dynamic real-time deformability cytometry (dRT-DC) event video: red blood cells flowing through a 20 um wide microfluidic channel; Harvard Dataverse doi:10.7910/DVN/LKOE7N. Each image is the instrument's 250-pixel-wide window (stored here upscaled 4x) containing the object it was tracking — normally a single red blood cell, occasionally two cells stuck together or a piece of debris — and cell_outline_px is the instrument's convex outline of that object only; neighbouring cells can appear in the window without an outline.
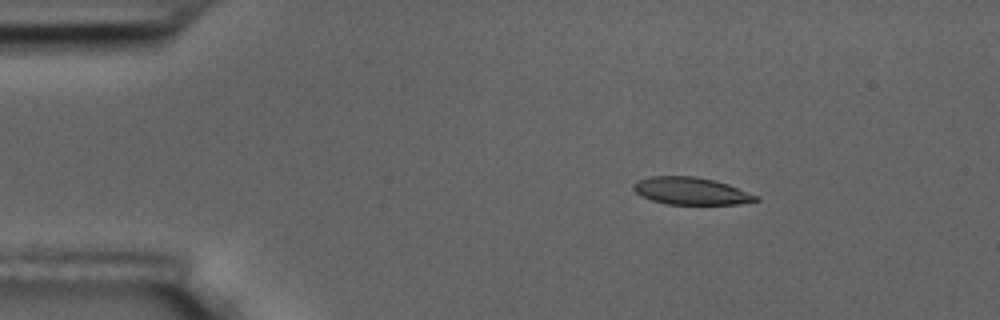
{"species": "common noctule bat (a hibernating species)", "species_latin": "Nyctalus noctula", "temperature_condition": "room temperature", "stored_images_in_passage": 6, "camera_frame_rate_fps": 3000, "um_per_image_px": 0.085, "animal": {"sex": "male", "body_mass_g": 17.5, "forearm_length_mm": 52.3}, "frame": {"image": 1, "passage_image": 3, "time_ms": 0.667, "image_size_px": [1000, 320], "cell_outline_px": [[760, 200], [736, 204], [668, 204], [652, 200], [636, 192], [632, 188], [632, 184], [640, 180], [652, 176], [696, 176], [728, 184], [760, 196]], "centroid_in_image_um": [58.77, 16.23], "position_along_channel_um": 26.2, "area_um2": 19.31}}